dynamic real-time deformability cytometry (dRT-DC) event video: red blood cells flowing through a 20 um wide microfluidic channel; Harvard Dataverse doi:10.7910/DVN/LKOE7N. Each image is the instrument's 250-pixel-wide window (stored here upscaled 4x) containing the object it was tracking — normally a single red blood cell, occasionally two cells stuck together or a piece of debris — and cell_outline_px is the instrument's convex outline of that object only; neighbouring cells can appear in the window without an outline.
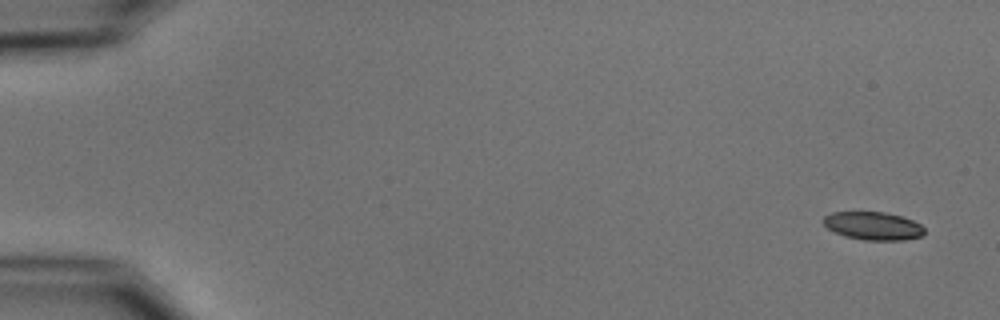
{"species": "common noctule bat (a hibernating species)", "species_latin": "Nyctalus noctula", "temperature_condition": "cold", "stored_images_in_passage": 7, "camera_frame_rate_fps": 3000, "um_per_image_px": 0.085, "animal": {"sex": "male", "body_mass_g": 15.6}, "frame": {"image": 1, "passage_image": 1, "time_ms": 0.0, "image_size_px": [1000, 320], "cell_outline_px": [[924, 236], [904, 240], [864, 240], [844, 236], [828, 228], [820, 220], [824, 216], [832, 212], [884, 212], [904, 216], [920, 224], [924, 228]], "centroid_in_image_um": [74.22, 19.2], "position_along_channel_um": 10.8, "area_um2": 16.7}}